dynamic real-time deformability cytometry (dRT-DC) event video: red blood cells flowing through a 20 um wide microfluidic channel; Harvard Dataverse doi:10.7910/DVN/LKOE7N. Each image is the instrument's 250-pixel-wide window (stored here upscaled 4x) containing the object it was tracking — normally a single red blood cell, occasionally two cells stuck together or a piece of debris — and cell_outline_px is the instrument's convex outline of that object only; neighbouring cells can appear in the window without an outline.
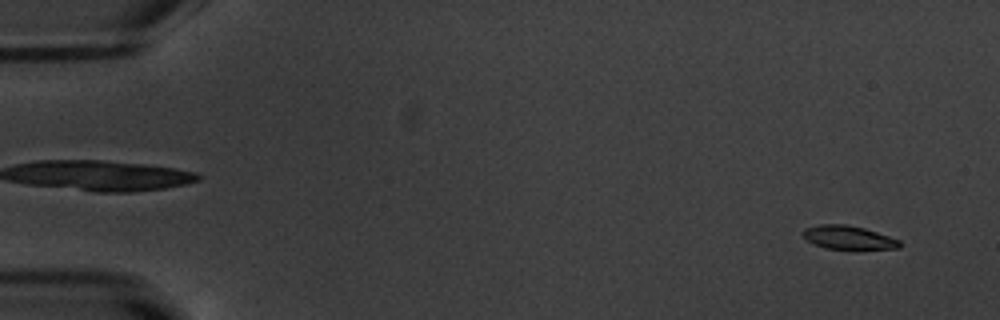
{"species": "common noctule bat (a hibernating species)", "species_latin": "Nyctalus noctula", "temperature_condition": "warm", "stored_images_in_passage": 55, "camera_frame_rate_fps": 3000, "um_per_image_px": 0.085, "animal": {"sex": "male", "body_mass_g": 20.1, "forearm_length_mm": 53.5}, "frame": {"image": 1, "passage_image": 3, "time_ms": 0.667, "image_size_px": [1000, 320], "cell_outline_px": [[900, 248], [856, 252], [824, 248], [812, 244], [804, 236], [804, 228], [820, 224], [848, 224], [864, 228], [900, 240]], "centroid_in_image_um": [72.16, 20.25], "position_along_channel_um": 12.8, "area_um2": 14.05}}
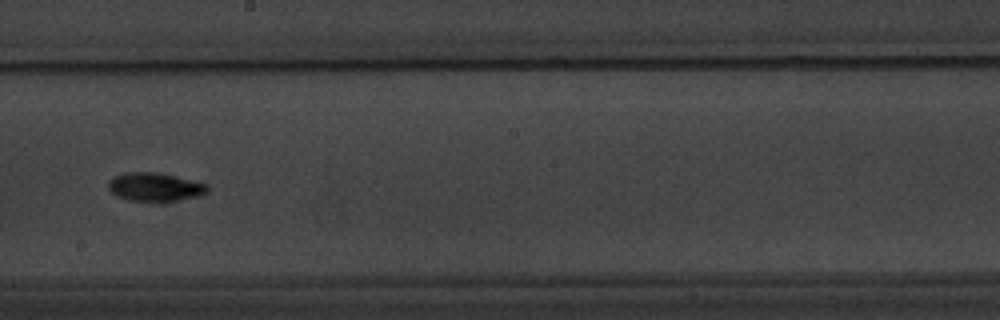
{"frame": {"image": 2, "passage_image": 31, "time_ms": 10.0, "image_size_px": [1000, 320], "cell_outline_px": [[208, 192], [200, 196], [176, 200], [128, 200], [116, 196], [108, 188], [108, 180], [116, 176], [128, 172], [152, 172], [192, 180], [208, 184]], "centroid_in_image_um": [13.17, 15.89], "position_along_channel_um": 235.0, "area_um2": 16.07}}
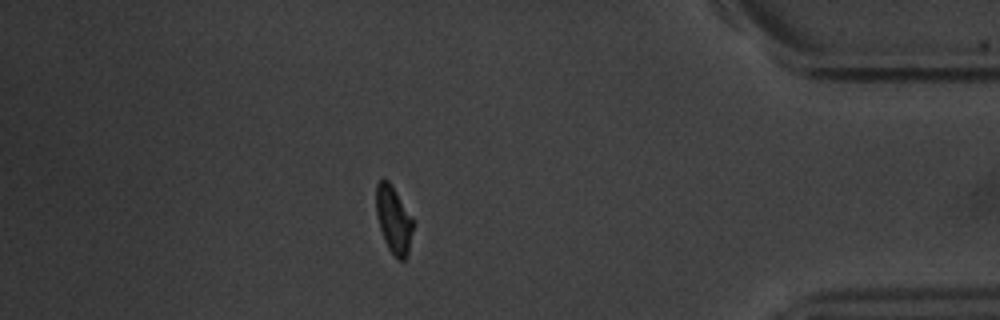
{"frame": {"image": 3, "passage_image": 47, "time_ms": 15.333, "image_size_px": [1000, 320], "cell_outline_px": [[412, 232], [408, 256], [404, 260], [400, 260], [388, 248], [384, 240], [376, 216], [376, 184], [380, 180], [388, 180], [396, 192], [412, 220]], "centroid_in_image_um": [33.43, 18.7], "position_along_channel_um": 401.8, "area_um2": 14.05}, "authors_computed_cell_mechanics": {"area_um2": 14.5078, "velocity_mm_per_s": 3.7831, "shape_relaxation_time_tau1_ms": 2.7961, "shape_relaxation_time_tau2_ms": 4.3856, "deformation_change_tau1": 0.1502, "deformation_change_tau2": 0.0841}}